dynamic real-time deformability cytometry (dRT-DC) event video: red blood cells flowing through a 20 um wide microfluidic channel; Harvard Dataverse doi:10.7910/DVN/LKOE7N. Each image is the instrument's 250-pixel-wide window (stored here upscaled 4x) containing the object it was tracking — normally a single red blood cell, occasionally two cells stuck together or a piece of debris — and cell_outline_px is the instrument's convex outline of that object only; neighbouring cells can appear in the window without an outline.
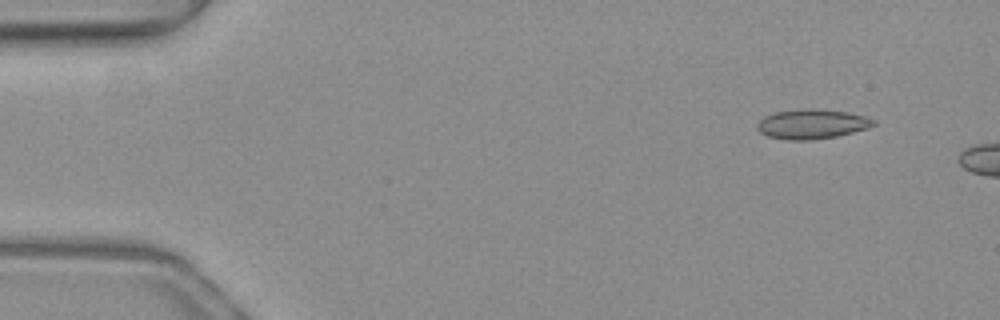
{"species": "common noctule bat (a hibernating species)", "species_latin": "Nyctalus noctula", "temperature_condition": "warm", "stored_images_in_passage": 43, "camera_frame_rate_fps": 3000, "um_per_image_px": 0.085, "animal": {"sex": "female", "body_mass_g": 19.3, "forearm_length_mm": 54.1}, "frame": {"image": 1, "passage_image": 1, "time_ms": 0.0, "image_size_px": [1000, 320], "cell_outline_px": [[876, 124], [868, 128], [836, 136], [808, 140], [788, 140], [768, 136], [760, 132], [756, 128], [756, 124], [764, 116], [776, 112], [808, 108], [816, 108], [848, 112], [864, 116], [876, 120]], "centroid_in_image_um": [69.01, 10.54], "position_along_channel_um": 16.0, "area_um2": 20.06}}
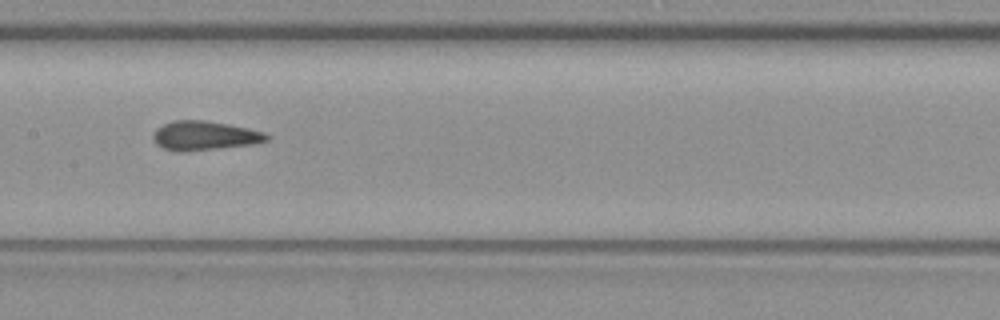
{"frame": {"image": 2, "passage_image": 22, "time_ms": 7.0, "image_size_px": [1000, 320], "cell_outline_px": [[272, 136], [268, 140], [252, 144], [188, 152], [176, 152], [164, 148], [156, 144], [152, 136], [156, 128], [172, 120], [204, 120], [228, 124], [248, 128], [264, 132]], "centroid_in_image_um": [17.38, 11.54], "position_along_channel_um": 190.0, "area_um2": 19.48}}
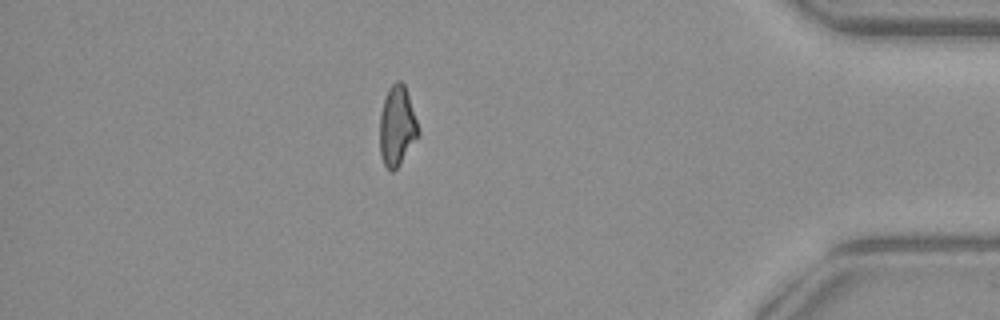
{"frame": {"image": 3, "passage_image": 41, "time_ms": 13.333, "image_size_px": [1000, 320], "cell_outline_px": [[420, 136], [400, 164], [392, 172], [384, 164], [380, 152], [380, 112], [388, 88], [396, 80], [400, 80], [404, 84], [420, 132]], "centroid_in_image_um": [33.75, 10.72], "position_along_channel_um": 401.4, "area_um2": 17.86}}